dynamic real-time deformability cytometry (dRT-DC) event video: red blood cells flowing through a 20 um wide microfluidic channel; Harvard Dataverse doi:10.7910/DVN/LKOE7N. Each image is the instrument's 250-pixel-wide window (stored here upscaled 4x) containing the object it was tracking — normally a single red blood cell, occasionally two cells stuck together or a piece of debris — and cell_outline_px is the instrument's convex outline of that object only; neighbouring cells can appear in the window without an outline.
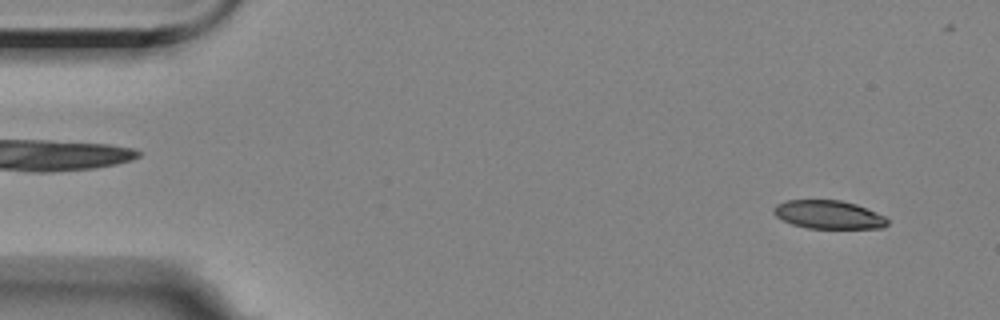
{"species": "Egyptian fruit bat (a non-hibernating species)", "species_latin": "Rousettus aegyptiacus", "temperature_condition": "room temperature", "stored_images_in_passage": 57, "camera_frame_rate_fps": 3000, "um_per_image_px": 0.085, "animal": {"sex": "female"}, "frame": {"image": 1, "passage_image": 4, "time_ms": 1.0, "image_size_px": [1000, 320], "cell_outline_px": [[888, 224], [884, 228], [808, 228], [792, 224], [776, 216], [772, 212], [772, 208], [776, 204], [788, 200], [840, 200], [856, 204], [876, 212], [884, 216], [888, 220]], "centroid_in_image_um": [70.42, 18.24], "position_along_channel_um": 14.6, "area_um2": 18.79}}
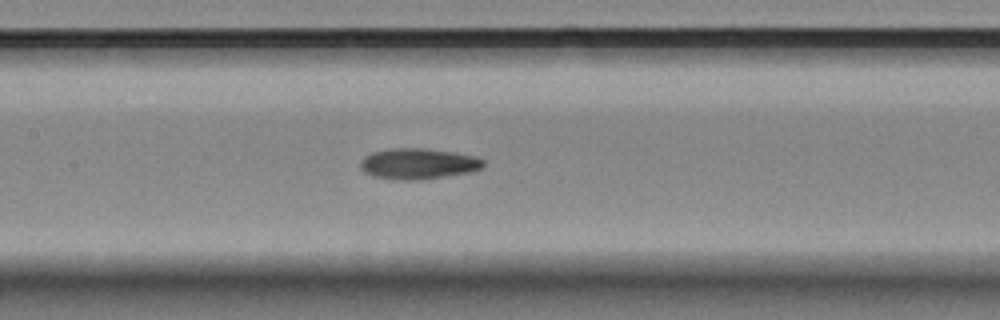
{"frame": {"image": 2, "passage_image": 26, "time_ms": 8.333, "image_size_px": [1000, 320], "cell_outline_px": [[484, 168], [468, 172], [416, 180], [396, 180], [372, 176], [364, 172], [360, 168], [360, 160], [364, 156], [372, 152], [392, 148], [424, 148], [452, 152], [476, 156], [484, 160]], "centroid_in_image_um": [35.51, 13.91], "position_along_channel_um": 171.9, "area_um2": 22.08}}
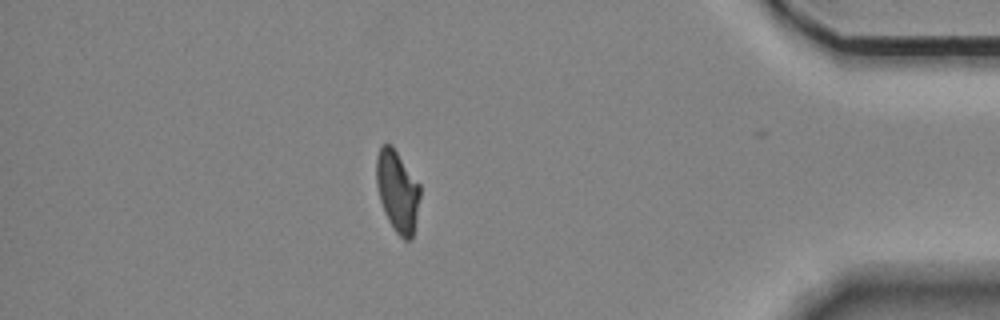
{"frame": {"image": 3, "passage_image": 49, "time_ms": 16.0, "image_size_px": [1000, 320], "cell_outline_px": [[420, 196], [416, 220], [412, 240], [404, 240], [396, 232], [388, 220], [384, 212], [380, 200], [376, 184], [376, 156], [380, 148], [384, 144], [392, 144], [420, 184]], "centroid_in_image_um": [33.78, 16.24], "position_along_channel_um": 401.4, "area_um2": 20.87}, "authors_computed_cell_mechanics": {"area_um2": 21.1548, "velocity_mm_per_s": 3.5247, "shape_relaxation_time_tau1_ms": 6.0735, "shape_relaxation_time_tau2_ms": 5.0639, "deformation_change_tau1": 0.1978, "deformation_change_tau2": 0.0963}}